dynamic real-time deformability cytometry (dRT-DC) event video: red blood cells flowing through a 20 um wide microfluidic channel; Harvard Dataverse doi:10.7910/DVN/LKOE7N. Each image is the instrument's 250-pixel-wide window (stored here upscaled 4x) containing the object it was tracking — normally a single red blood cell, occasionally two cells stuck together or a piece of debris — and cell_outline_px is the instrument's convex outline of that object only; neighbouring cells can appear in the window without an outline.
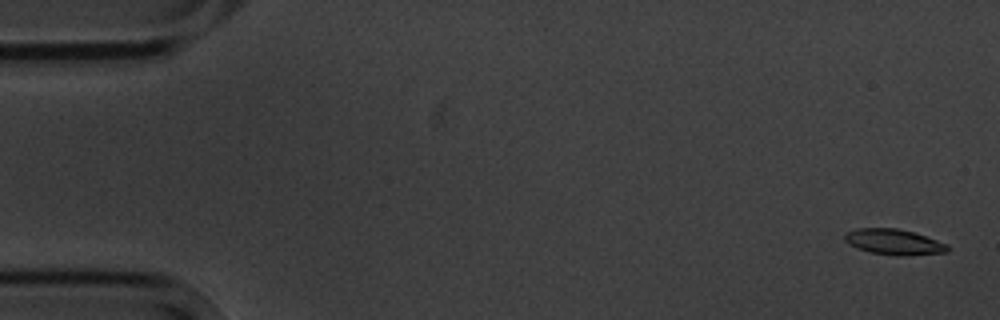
{"species": "common noctule bat (a hibernating species)", "species_latin": "Nyctalus noctula", "temperature_condition": "cold", "stored_images_in_passage": 5, "camera_frame_rate_fps": 3000, "um_per_image_px": 0.085, "animal": {"sex": "male", "body_mass_g": 20.1, "forearm_length_mm": 53.5}, "frame": {"image": 1, "passage_image": 1, "time_ms": 0.0, "image_size_px": [1000, 320], "cell_outline_px": [[952, 248], [948, 252], [904, 256], [896, 256], [868, 252], [856, 248], [848, 244], [844, 240], [844, 232], [856, 228], [896, 228], [912, 232], [948, 244]], "centroid_in_image_um": [75.95, 20.57], "position_along_channel_um": 9.0, "area_um2": 15.61}}